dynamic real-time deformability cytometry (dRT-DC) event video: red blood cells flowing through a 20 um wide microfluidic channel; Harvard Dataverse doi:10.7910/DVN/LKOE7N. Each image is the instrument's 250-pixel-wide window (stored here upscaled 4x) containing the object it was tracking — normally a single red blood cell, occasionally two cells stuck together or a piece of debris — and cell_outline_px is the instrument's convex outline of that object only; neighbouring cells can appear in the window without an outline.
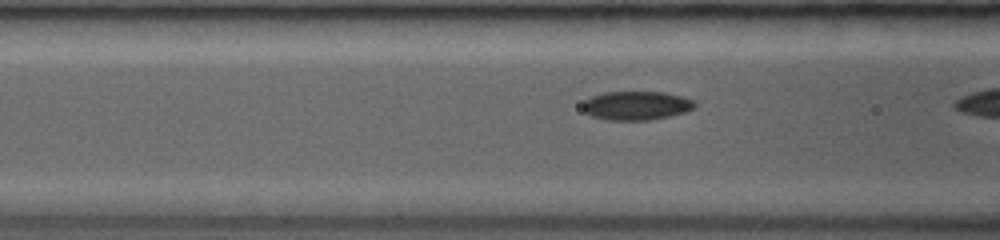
{"species": "common noctule bat (a hibernating species)", "species_latin": "Nyctalus noctula", "temperature_condition": "room temperature", "stored_images_in_passage": 42, "camera_frame_rate_fps": 3500, "um_per_image_px": 0.085, "animal": {"sex": "female", "body_mass_g": 19.0, "forearm_length_mm": 53.3}, "frame": {"image": 1, "passage_image": 17, "time_ms": 4.571, "image_size_px": [1000, 240], "cell_outline_px": [[696, 104], [692, 108], [684, 112], [668, 116], [648, 120], [608, 120], [592, 116], [584, 112], [584, 100], [592, 96], [604, 92], [664, 92], [680, 96], [692, 100]], "centroid_in_image_um": [54.05, 8.97], "position_along_channel_um": 112.5, "area_um2": 18.55}}
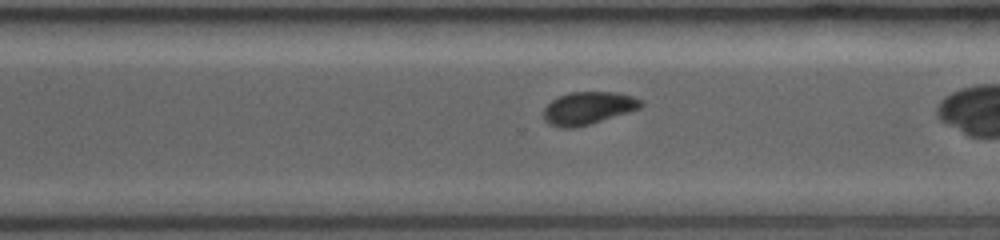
{"frame": {"image": 2, "passage_image": 35, "time_ms": 9.714, "image_size_px": [1000, 240], "cell_outline_px": [[644, 104], [640, 108], [628, 112], [576, 128], [560, 128], [548, 124], [544, 120], [544, 108], [552, 100], [560, 96], [572, 92], [616, 92], [632, 96], [640, 100]], "centroid_in_image_um": [49.97, 9.2], "position_along_channel_um": 320.6, "area_um2": 18.38}}